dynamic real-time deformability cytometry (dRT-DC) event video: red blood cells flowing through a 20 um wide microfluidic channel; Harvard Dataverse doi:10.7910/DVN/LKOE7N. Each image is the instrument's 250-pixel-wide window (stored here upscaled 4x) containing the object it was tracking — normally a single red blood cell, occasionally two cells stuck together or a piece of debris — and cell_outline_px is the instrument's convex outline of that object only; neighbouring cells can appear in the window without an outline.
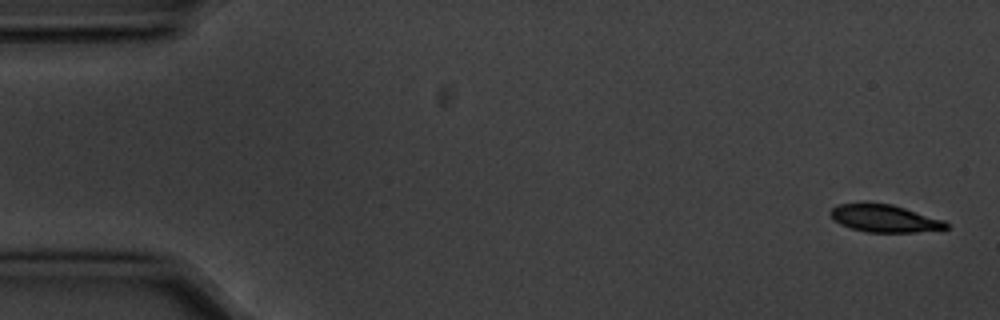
{"species": "common noctule bat (a hibernating species)", "species_latin": "Nyctalus noctula", "temperature_condition": "cold", "stored_images_in_passage": 6, "segment_of_instrument_passage": [1, 2], "camera_frame_rate_fps": 3000, "um_per_image_px": 0.085, "animal": {"sex": "male", "body_mass_g": 20.1, "forearm_length_mm": 53.5}, "frame": {"image": 1, "passage_image": 1, "time_ms": 0.0, "image_size_px": [1000, 320], "cell_outline_px": [[948, 228], [916, 232], [868, 232], [852, 228], [840, 224], [832, 220], [828, 212], [832, 208], [840, 204], [892, 204], [944, 220], [948, 224]], "centroid_in_image_um": [75.17, 18.58], "position_along_channel_um": 9.8, "area_um2": 18.21}}
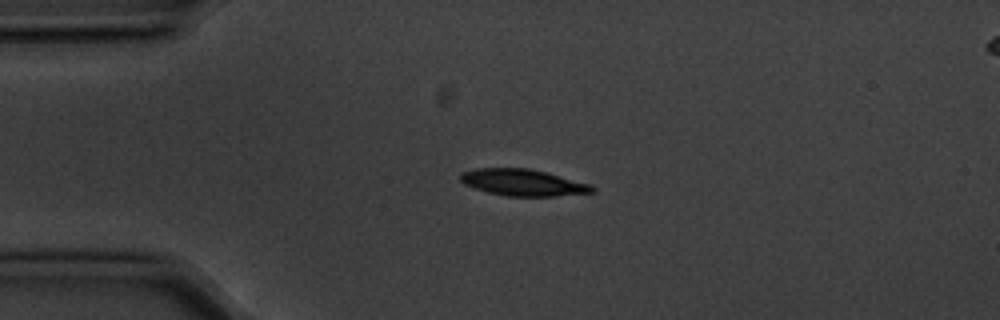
{"frame": {"image": 2, "passage_image": 4, "time_ms": 1.0, "image_size_px": [1000, 320], "cell_outline_px": [[596, 192], [556, 196], [508, 196], [488, 192], [464, 184], [460, 180], [460, 176], [464, 172], [476, 168], [528, 168], [592, 184], [596, 188]], "centroid_in_image_um": [44.5, 15.52], "position_along_channel_um": 40.5, "area_um2": 20.29}}